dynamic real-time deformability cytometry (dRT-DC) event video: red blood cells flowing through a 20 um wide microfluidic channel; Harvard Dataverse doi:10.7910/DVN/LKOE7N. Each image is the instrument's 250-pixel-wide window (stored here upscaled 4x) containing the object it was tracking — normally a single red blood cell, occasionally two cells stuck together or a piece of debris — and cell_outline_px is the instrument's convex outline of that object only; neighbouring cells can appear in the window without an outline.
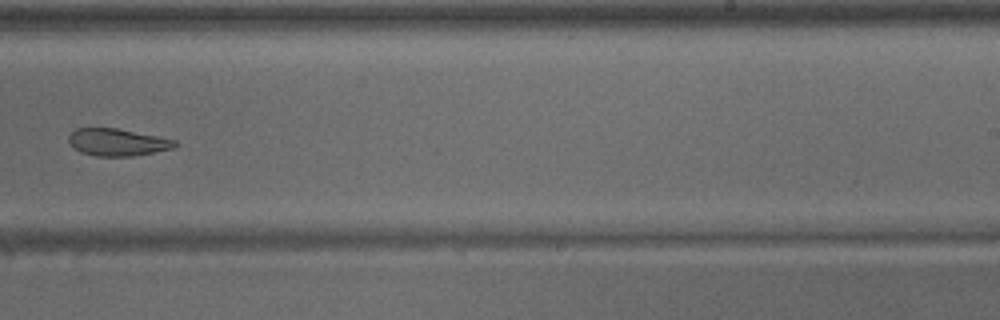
{"species": "common noctule bat (a hibernating species)", "species_latin": "Nyctalus noctula", "temperature_condition": "warm", "stored_images_in_passage": 36, "camera_frame_rate_fps": 3000, "um_per_image_px": 0.085, "animal": {"sex": "male", "body_mass_g": 15.6}, "frame": {"image": 1, "passage_image": 21, "time_ms": 6.667, "image_size_px": [1000, 320], "cell_outline_px": [[176, 144], [172, 148], [132, 156], [96, 156], [80, 152], [68, 140], [68, 136], [76, 128], [116, 128], [176, 140]], "centroid_in_image_um": [9.94, 12.08], "position_along_channel_um": 279.1, "area_um2": 16.47}}